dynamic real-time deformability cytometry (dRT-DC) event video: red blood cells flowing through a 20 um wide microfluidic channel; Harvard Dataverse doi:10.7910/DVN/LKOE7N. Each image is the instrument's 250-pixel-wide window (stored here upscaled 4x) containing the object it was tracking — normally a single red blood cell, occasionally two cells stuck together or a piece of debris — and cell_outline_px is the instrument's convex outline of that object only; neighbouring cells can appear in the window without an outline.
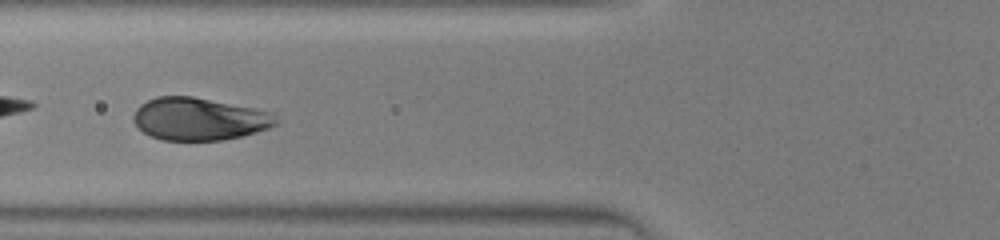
{"species": "human", "species_latin": "Homo sapiens", "temperature_condition": "warm", "stored_images_in_passage": 32, "camera_frame_rate_fps": 3000, "um_per_image_px": 0.085, "donor": {"sex": "male"}, "frame": {"image": 1, "passage_image": 5, "time_ms": 1.333, "image_size_px": [1000, 240], "cell_outline_px": [[280, 124], [256, 132], [240, 136], [220, 140], [160, 140], [144, 132], [132, 120], [132, 116], [136, 108], [140, 104], [156, 96], [192, 96], [256, 108], [272, 112], [280, 120]], "centroid_in_image_um": [16.95, 10.1], "position_along_channel_um": 108.8, "area_um2": 35.55}}
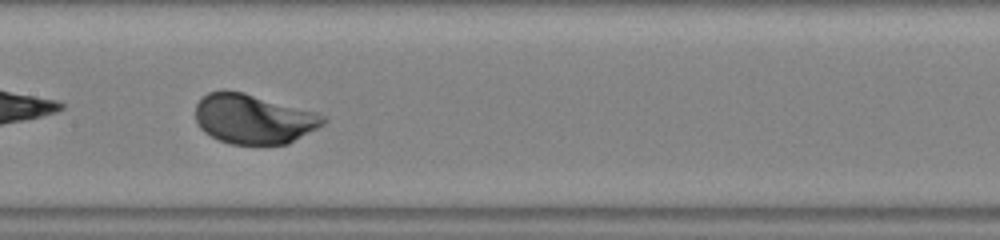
{"frame": {"image": 2, "passage_image": 10, "time_ms": 3.0, "image_size_px": [1000, 240], "cell_outline_px": [[328, 120], [324, 124], [288, 144], [232, 144], [220, 140], [204, 132], [200, 128], [196, 120], [196, 104], [208, 92], [224, 88], [244, 92], [316, 112], [328, 116]], "centroid_in_image_um": [21.55, 10.09], "position_along_channel_um": 185.8, "area_um2": 37.17}}
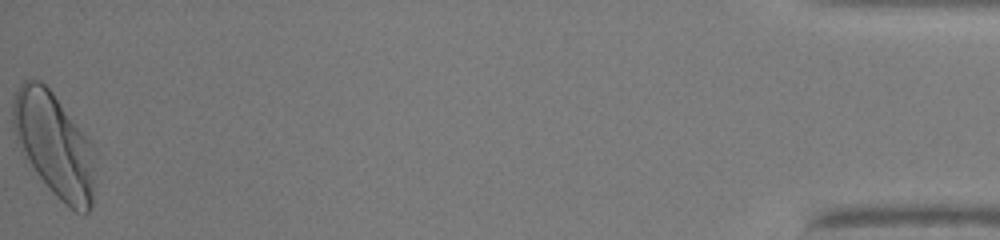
{"frame": {"image": 3, "passage_image": 32, "time_ms": 10.333, "image_size_px": [1000, 240], "cell_outline_px": [[92, 204], [88, 212], [84, 216], [76, 212], [60, 200], [52, 192], [40, 176], [16, 140], [12, 128], [12, 100], [20, 84], [24, 80], [40, 80], [52, 92], [84, 132], [92, 144]], "centroid_in_image_um": [4.58, 12.27], "position_along_channel_um": 430.6, "area_um2": 48.67}}